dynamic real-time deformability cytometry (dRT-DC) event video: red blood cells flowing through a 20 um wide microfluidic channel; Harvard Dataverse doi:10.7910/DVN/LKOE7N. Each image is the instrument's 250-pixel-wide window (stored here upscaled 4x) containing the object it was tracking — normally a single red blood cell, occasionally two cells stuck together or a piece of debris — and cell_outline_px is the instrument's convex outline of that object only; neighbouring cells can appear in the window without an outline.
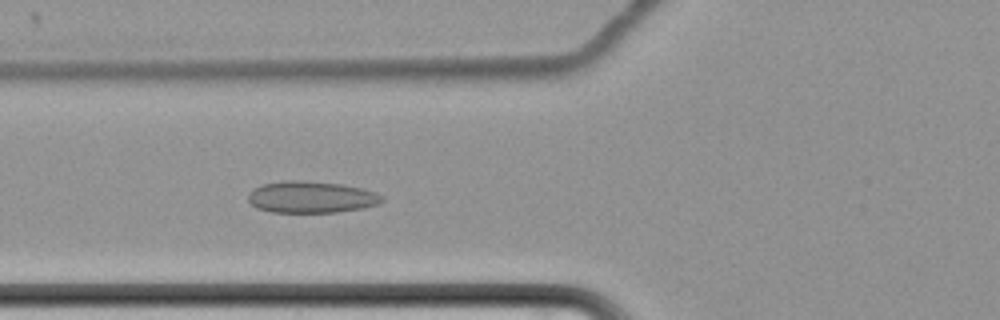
{"species": "common noctule bat (a hibernating species)", "species_latin": "Nyctalus noctula", "temperature_condition": "cold", "stored_images_in_passage": 66, "camera_frame_rate_fps": 3000, "um_per_image_px": 0.085, "animal": {"sex": "female", "body_mass_g": 22.7, "forearm_length_mm": 54.2}, "frame": {"image": 1, "passage_image": 29, "time_ms": 9.333, "image_size_px": [1000, 320], "cell_outline_px": [[384, 200], [380, 204], [360, 208], [336, 212], [272, 212], [256, 208], [248, 200], [248, 196], [256, 188], [264, 184], [284, 180], [300, 180], [344, 184], [376, 192], [384, 196]], "centroid_in_image_um": [26.49, 16.75], "position_along_channel_um": 99.3, "area_um2": 24.62}}
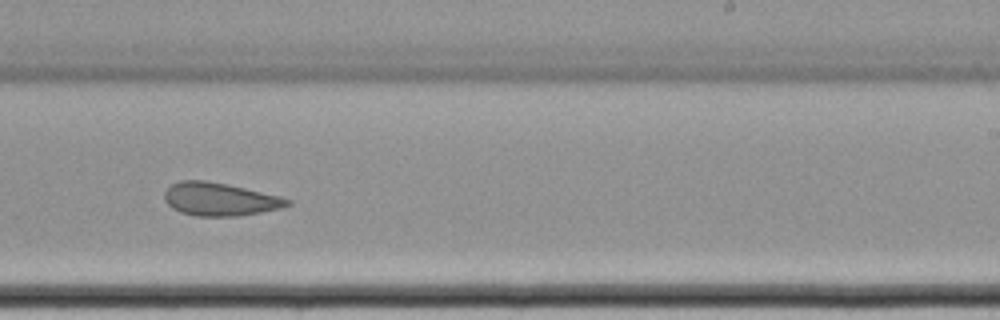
{"frame": {"image": 2, "passage_image": 44, "time_ms": 14.333, "image_size_px": [1000, 320], "cell_outline_px": [[292, 204], [280, 208], [260, 212], [236, 216], [196, 216], [180, 212], [172, 208], [164, 200], [164, 192], [172, 184], [180, 180], [204, 180], [228, 184], [280, 196], [292, 200]], "centroid_in_image_um": [18.67, 16.93], "position_along_channel_um": 270.3, "area_um2": 23.7}}
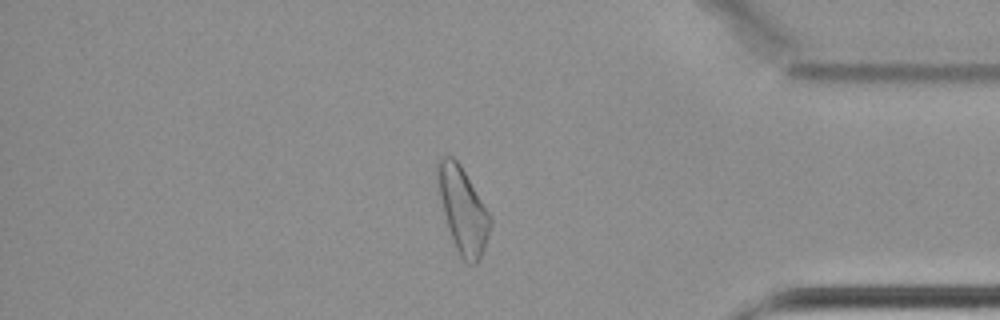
{"frame": {"image": 3, "passage_image": 57, "time_ms": 18.667, "image_size_px": [1000, 320], "cell_outline_px": [[492, 224], [480, 260], [476, 264], [468, 264], [460, 256], [456, 248], [448, 228], [440, 196], [436, 172], [436, 164], [440, 156], [452, 156], [460, 164], [492, 216]], "centroid_in_image_um": [39.36, 17.85], "position_along_channel_um": 395.8, "area_um2": 26.13}, "authors_computed_cell_mechanics": {"area_um2": 26.0967, "velocity_mm_per_s": 3.4232, "shape_relaxation_time_tau1_ms": null, "shape_relaxation_time_tau2_ms": 4.2528, "deformation_change_tau1": null, "deformation_change_tau2": 0.1069}}